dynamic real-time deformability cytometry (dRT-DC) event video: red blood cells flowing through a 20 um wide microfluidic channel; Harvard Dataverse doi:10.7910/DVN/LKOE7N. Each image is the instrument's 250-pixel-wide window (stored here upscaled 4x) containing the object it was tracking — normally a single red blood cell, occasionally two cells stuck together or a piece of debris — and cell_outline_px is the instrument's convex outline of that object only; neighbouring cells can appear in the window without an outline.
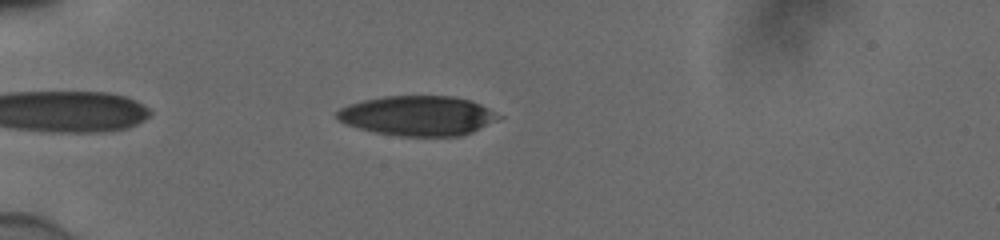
{"species": "human", "species_latin": "Homo sapiens", "temperature_condition": "cold", "stored_images_in_passage": 39, "camera_frame_rate_fps": 3000, "um_per_image_px": 0.085, "donor": {"sex": "male"}, "frame": {"image": 1, "passage_image": 5, "time_ms": 1.333, "image_size_px": [1000, 240], "cell_outline_px": [[504, 116], [472, 132], [460, 136], [400, 136], [376, 132], [344, 124], [336, 116], [336, 112], [340, 108], [348, 104], [364, 100], [384, 96], [452, 96], [472, 100]], "centroid_in_image_um": [35.52, 9.83], "position_along_channel_um": 49.5, "area_um2": 37.45}}
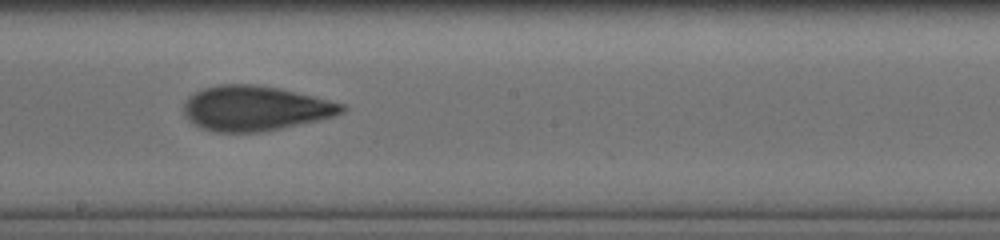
{"frame": {"image": 2, "passage_image": 21, "time_ms": 6.667, "image_size_px": [1000, 240], "cell_outline_px": [[348, 108], [344, 112], [336, 116], [320, 120], [260, 132], [216, 132], [200, 128], [192, 124], [184, 116], [184, 104], [188, 96], [204, 88], [220, 84], [252, 84], [280, 88], [344, 104]], "centroid_in_image_um": [21.68, 9.21], "position_along_channel_um": 226.5, "area_um2": 41.5}}
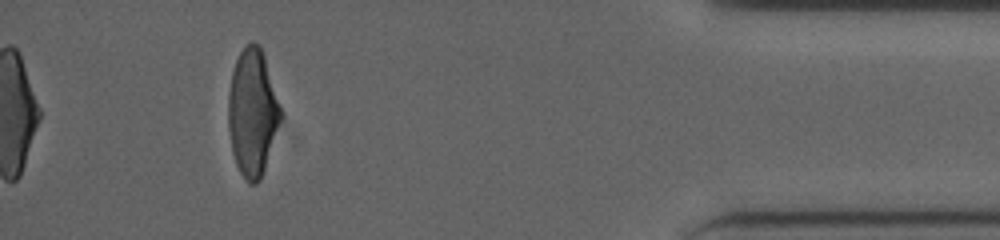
{"frame": {"image": 3, "passage_image": 39, "time_ms": 12.667, "image_size_px": [1000, 240], "cell_outline_px": [[280, 120], [260, 180], [256, 184], [248, 184], [240, 172], [236, 164], [232, 152], [228, 128], [228, 96], [232, 72], [236, 60], [240, 52], [252, 40], [260, 48], [264, 56], [280, 104]], "centroid_in_image_um": [21.43, 9.58], "position_along_channel_um": 413.8, "area_um2": 38.09}, "authors_computed_cell_mechanics": {"area_um2": 40.1132, "velocity_mm_per_s": 3.8973, "shape_relaxation_time_tau1_ms": 4.4325, "shape_relaxation_time_tau2_ms": 2.1154, "deformation_change_tau1": 0.1925, "deformation_change_tau2": 0.0966}}